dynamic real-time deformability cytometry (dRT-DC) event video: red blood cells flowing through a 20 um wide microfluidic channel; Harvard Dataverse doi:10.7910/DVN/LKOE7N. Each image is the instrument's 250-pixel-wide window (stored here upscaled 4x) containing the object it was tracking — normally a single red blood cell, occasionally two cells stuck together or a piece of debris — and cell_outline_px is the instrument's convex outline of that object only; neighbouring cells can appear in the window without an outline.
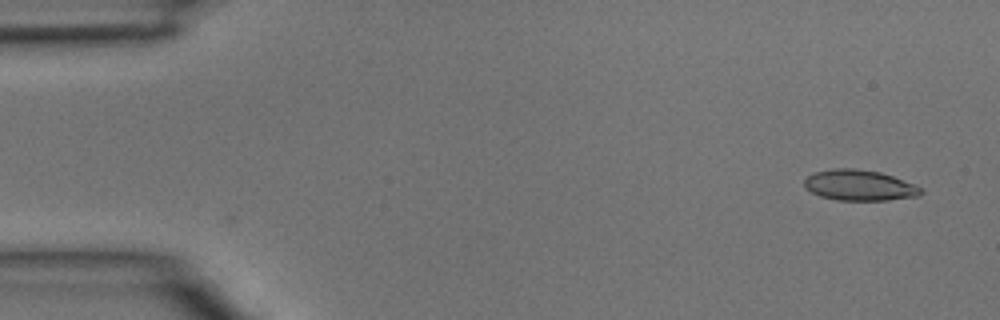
{"species": "common noctule bat (a hibernating species)", "species_latin": "Nyctalus noctula", "temperature_condition": "room temperature", "stored_images_in_passage": 2, "camera_frame_rate_fps": 3000, "um_per_image_px": 0.085, "animal": {"sex": "male", "body_mass_g": 15.6}, "frame": {"image": 1, "passage_image": 2, "time_ms": 0.333, "image_size_px": [1000, 320], "cell_outline_px": [[924, 192], [920, 196], [888, 200], [836, 200], [820, 196], [804, 188], [804, 180], [808, 176], [816, 172], [832, 168], [856, 168], [880, 172], [892, 176], [924, 188]], "centroid_in_image_um": [73.07, 15.75], "position_along_channel_um": 11.9, "area_um2": 20.98}}